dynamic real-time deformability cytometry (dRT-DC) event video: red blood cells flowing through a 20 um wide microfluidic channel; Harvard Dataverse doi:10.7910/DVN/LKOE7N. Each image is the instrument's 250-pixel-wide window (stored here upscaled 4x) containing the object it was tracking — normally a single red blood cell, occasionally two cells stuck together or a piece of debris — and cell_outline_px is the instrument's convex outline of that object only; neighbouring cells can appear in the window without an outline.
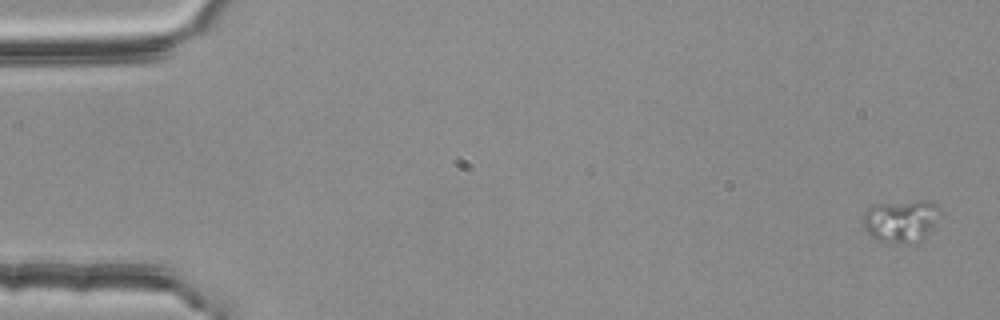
{"species": "common noctule bat (a hibernating species)", "species_latin": "Nyctalus noctula", "temperature_condition": "room temperature", "stored_images_in_passage": 6, "camera_frame_rate_fps": 3000, "um_per_image_px": 0.085, "animal": {"sex": "female", "body_mass_g": 25.1}, "frame": {"image": 1, "passage_image": 1, "time_ms": 0.0, "image_size_px": [1000, 320], "cell_outline_px": [[940, 212], [928, 232], [916, 244], [904, 244], [880, 240], [872, 236], [864, 228], [864, 212], [872, 204], [916, 200], [936, 204], [940, 208]], "centroid_in_image_um": [76.56, 18.77], "position_along_channel_um": 8.4, "area_um2": 18.79}}